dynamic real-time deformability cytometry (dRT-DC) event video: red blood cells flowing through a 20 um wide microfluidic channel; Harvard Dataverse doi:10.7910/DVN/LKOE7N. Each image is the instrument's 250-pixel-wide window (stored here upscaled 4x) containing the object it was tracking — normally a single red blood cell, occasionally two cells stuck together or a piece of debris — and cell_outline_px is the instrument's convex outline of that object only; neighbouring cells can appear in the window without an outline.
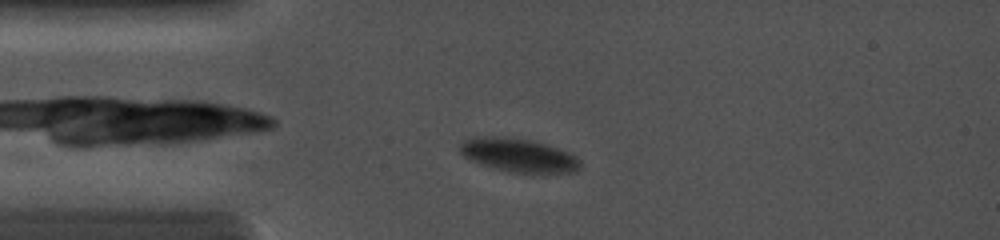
{"species": "common noctule bat (a hibernating species)", "species_latin": "Nyctalus noctula", "temperature_condition": "cold", "stored_images_in_passage": 10, "camera_frame_rate_fps": 5000, "um_per_image_px": 0.085, "animal": {"sex": "female", "body_mass_g": 19.0, "forearm_length_mm": 56.7}, "frame": {"image": 1, "passage_image": 4, "time_ms": 1.2, "image_size_px": [1000, 240], "cell_outline_px": [[580, 168], [576, 172], [512, 172], [492, 168], [480, 164], [464, 156], [460, 152], [460, 144], [464, 140], [472, 136], [512, 136], [532, 140], [568, 152], [576, 156], [580, 160]], "centroid_in_image_um": [44.04, 13.16], "position_along_channel_um": 41.0, "area_um2": 23.58}}
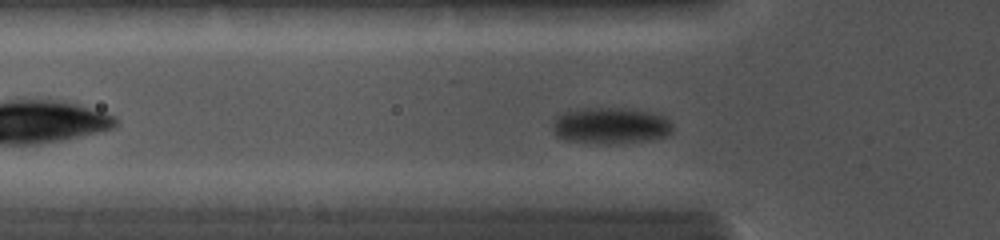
{"frame": {"image": 2, "passage_image": 7, "time_ms": 2.4, "image_size_px": [1000, 240], "cell_outline_px": [[672, 132], [664, 136], [648, 140], [564, 140], [556, 136], [552, 132], [552, 120], [560, 112], [580, 108], [628, 108], [652, 112], [664, 116], [672, 124]], "centroid_in_image_um": [51.85, 10.6], "position_along_channel_um": 74.0, "area_um2": 24.57}}
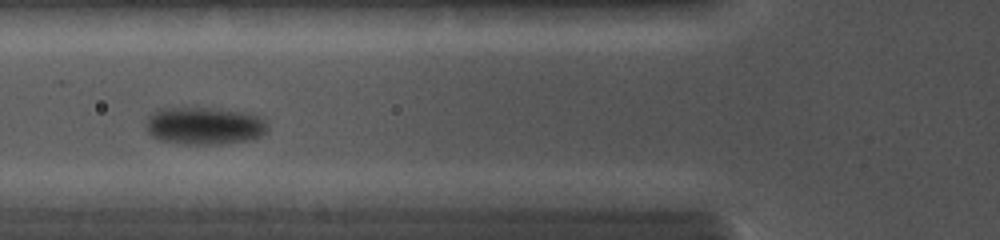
{"frame": {"image": 3, "passage_image": 9, "time_ms": 3.2, "image_size_px": [1000, 240], "cell_outline_px": [[268, 128], [260, 136], [252, 140], [220, 144], [184, 144], [160, 140], [152, 136], [148, 132], [144, 124], [148, 116], [152, 112], [160, 108], [212, 108], [244, 112], [256, 116], [264, 120], [268, 124]], "centroid_in_image_um": [17.34, 10.7], "position_along_channel_um": 108.5, "area_um2": 26.7}}